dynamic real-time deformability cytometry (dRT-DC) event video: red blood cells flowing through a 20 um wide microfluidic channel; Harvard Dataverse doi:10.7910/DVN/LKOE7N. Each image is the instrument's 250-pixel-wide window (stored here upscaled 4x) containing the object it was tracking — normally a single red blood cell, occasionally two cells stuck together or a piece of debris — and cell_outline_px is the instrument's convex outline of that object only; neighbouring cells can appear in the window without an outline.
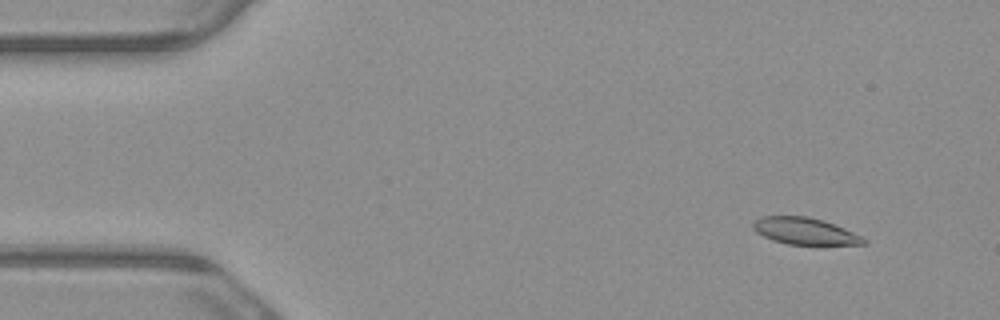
{"species": "common noctule bat (a hibernating species)", "species_latin": "Nyctalus noctula", "temperature_condition": "warm", "stored_images_in_passage": 5, "camera_frame_rate_fps": 3000, "um_per_image_px": 0.085, "animal": {"sex": "male", "body_mass_g": 23.1, "forearm_length_mm": 52.7}, "frame": {"image": 1, "passage_image": 2, "time_ms": 0.333, "image_size_px": [1000, 320], "cell_outline_px": [[868, 244], [788, 244], [772, 240], [756, 232], [752, 228], [752, 224], [756, 220], [764, 216], [808, 216], [824, 220], [844, 228], [868, 240]], "centroid_in_image_um": [68.4, 19.64], "position_along_channel_um": 16.6, "area_um2": 17.11}}
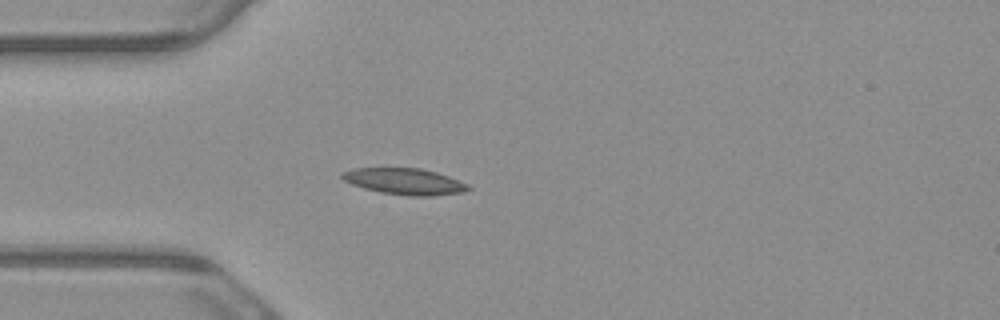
{"frame": {"image": 2, "passage_image": 5, "time_ms": 1.333, "image_size_px": [1000, 320], "cell_outline_px": [[472, 188], [464, 192], [432, 196], [412, 196], [380, 192], [364, 188], [352, 184], [344, 180], [340, 176], [340, 172], [352, 168], [420, 168], [436, 172], [448, 176], [468, 184]], "centroid_in_image_um": [34.38, 15.42], "position_along_channel_um": 50.6, "area_um2": 19.36}}